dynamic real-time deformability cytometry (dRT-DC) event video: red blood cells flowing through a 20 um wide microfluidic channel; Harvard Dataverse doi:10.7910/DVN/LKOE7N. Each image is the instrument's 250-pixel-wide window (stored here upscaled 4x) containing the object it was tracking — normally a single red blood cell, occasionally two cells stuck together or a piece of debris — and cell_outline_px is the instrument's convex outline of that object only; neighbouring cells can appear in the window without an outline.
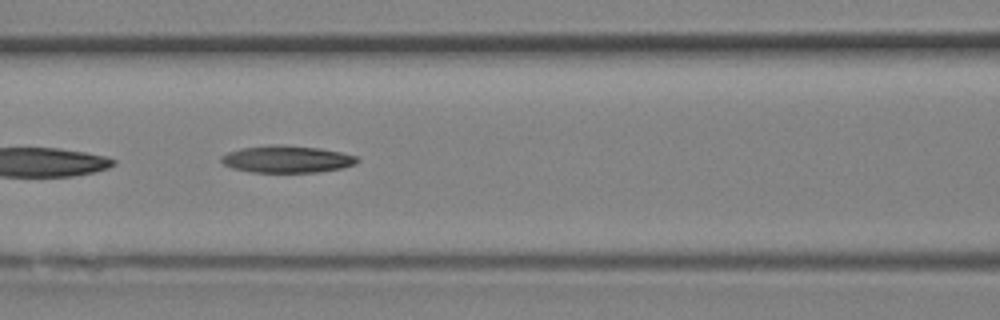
{"species": "Egyptian fruit bat (a non-hibernating species)", "species_latin": "Rousettus aegyptiacus", "temperature_condition": "room temperature", "stored_images_in_passage": 25, "camera_frame_rate_fps": 3000, "um_per_image_px": 0.085, "animal": {"sex": "female"}, "frame": {"image": 1, "passage_image": 8, "time_ms": 2.333, "image_size_px": [1000, 320], "cell_outline_px": [[360, 160], [356, 164], [340, 168], [316, 172], [252, 172], [232, 168], [224, 164], [220, 160], [220, 156], [228, 152], [240, 148], [268, 144], [276, 144], [320, 148], [340, 152], [356, 156]], "centroid_in_image_um": [24.35, 13.52], "position_along_channel_um": 142.2, "area_um2": 21.5}}